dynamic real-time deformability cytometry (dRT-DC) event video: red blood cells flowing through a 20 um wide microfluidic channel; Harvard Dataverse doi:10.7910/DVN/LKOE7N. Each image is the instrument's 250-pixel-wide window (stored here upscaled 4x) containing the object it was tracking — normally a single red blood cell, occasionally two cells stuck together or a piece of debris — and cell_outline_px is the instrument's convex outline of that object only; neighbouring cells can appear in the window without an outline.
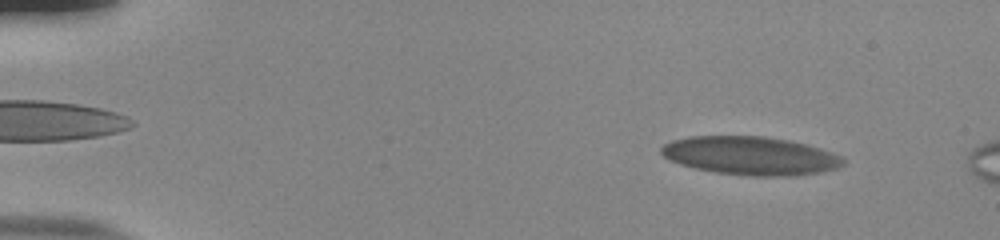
{"species": "human", "species_latin": "Homo sapiens", "temperature_condition": "room temperature", "stored_images_in_passage": 16, "camera_frame_rate_fps": 3000, "um_per_image_px": 0.085, "donor": {"sex": "male"}, "frame": {"image": 1, "passage_image": 6, "time_ms": 1.667, "image_size_px": [1000, 240], "cell_outline_px": [[844, 164], [836, 168], [816, 172], [776, 176], [752, 176], [716, 172], [696, 168], [672, 160], [664, 156], [660, 152], [660, 148], [664, 144], [672, 140], [692, 136], [764, 136], [804, 144], [840, 156], [844, 160]], "centroid_in_image_um": [63.72, 13.22], "position_along_channel_um": 21.3, "area_um2": 39.65}}